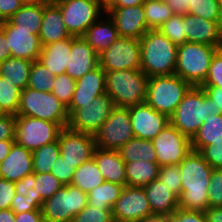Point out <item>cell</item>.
<instances>
[{
	"mask_svg": "<svg viewBox=\"0 0 222 222\" xmlns=\"http://www.w3.org/2000/svg\"><path fill=\"white\" fill-rule=\"evenodd\" d=\"M179 208L204 212L209 207L208 189L213 168L199 151L192 150L180 163Z\"/></svg>",
	"mask_w": 222,
	"mask_h": 222,
	"instance_id": "1",
	"label": "cell"
},
{
	"mask_svg": "<svg viewBox=\"0 0 222 222\" xmlns=\"http://www.w3.org/2000/svg\"><path fill=\"white\" fill-rule=\"evenodd\" d=\"M141 70L147 77L175 73L177 46L158 29L148 30L139 40Z\"/></svg>",
	"mask_w": 222,
	"mask_h": 222,
	"instance_id": "2",
	"label": "cell"
},
{
	"mask_svg": "<svg viewBox=\"0 0 222 222\" xmlns=\"http://www.w3.org/2000/svg\"><path fill=\"white\" fill-rule=\"evenodd\" d=\"M201 86H192L169 117L170 124L192 139L208 115L218 114Z\"/></svg>",
	"mask_w": 222,
	"mask_h": 222,
	"instance_id": "3",
	"label": "cell"
},
{
	"mask_svg": "<svg viewBox=\"0 0 222 222\" xmlns=\"http://www.w3.org/2000/svg\"><path fill=\"white\" fill-rule=\"evenodd\" d=\"M148 77L141 69L106 72V93L115 107L129 108L146 102Z\"/></svg>",
	"mask_w": 222,
	"mask_h": 222,
	"instance_id": "4",
	"label": "cell"
},
{
	"mask_svg": "<svg viewBox=\"0 0 222 222\" xmlns=\"http://www.w3.org/2000/svg\"><path fill=\"white\" fill-rule=\"evenodd\" d=\"M219 47L185 42L177 46L175 75L192 86H201L207 78L212 57Z\"/></svg>",
	"mask_w": 222,
	"mask_h": 222,
	"instance_id": "5",
	"label": "cell"
},
{
	"mask_svg": "<svg viewBox=\"0 0 222 222\" xmlns=\"http://www.w3.org/2000/svg\"><path fill=\"white\" fill-rule=\"evenodd\" d=\"M191 87L190 83L175 74L148 77L146 103L170 117Z\"/></svg>",
	"mask_w": 222,
	"mask_h": 222,
	"instance_id": "6",
	"label": "cell"
},
{
	"mask_svg": "<svg viewBox=\"0 0 222 222\" xmlns=\"http://www.w3.org/2000/svg\"><path fill=\"white\" fill-rule=\"evenodd\" d=\"M17 115L55 122L63 128L69 123L67 107L52 92L36 91L28 87L21 91Z\"/></svg>",
	"mask_w": 222,
	"mask_h": 222,
	"instance_id": "7",
	"label": "cell"
},
{
	"mask_svg": "<svg viewBox=\"0 0 222 222\" xmlns=\"http://www.w3.org/2000/svg\"><path fill=\"white\" fill-rule=\"evenodd\" d=\"M87 193L79 188L63 185L52 197L43 201L41 212L44 222H72L75 215L88 204Z\"/></svg>",
	"mask_w": 222,
	"mask_h": 222,
	"instance_id": "8",
	"label": "cell"
},
{
	"mask_svg": "<svg viewBox=\"0 0 222 222\" xmlns=\"http://www.w3.org/2000/svg\"><path fill=\"white\" fill-rule=\"evenodd\" d=\"M63 127L55 122L16 115L15 142L31 152L58 140Z\"/></svg>",
	"mask_w": 222,
	"mask_h": 222,
	"instance_id": "9",
	"label": "cell"
},
{
	"mask_svg": "<svg viewBox=\"0 0 222 222\" xmlns=\"http://www.w3.org/2000/svg\"><path fill=\"white\" fill-rule=\"evenodd\" d=\"M60 8L62 20L69 34L82 37L100 19L102 9L94 0H53Z\"/></svg>",
	"mask_w": 222,
	"mask_h": 222,
	"instance_id": "10",
	"label": "cell"
},
{
	"mask_svg": "<svg viewBox=\"0 0 222 222\" xmlns=\"http://www.w3.org/2000/svg\"><path fill=\"white\" fill-rule=\"evenodd\" d=\"M134 138L128 108L115 107L94 134L95 145L103 150H119Z\"/></svg>",
	"mask_w": 222,
	"mask_h": 222,
	"instance_id": "11",
	"label": "cell"
},
{
	"mask_svg": "<svg viewBox=\"0 0 222 222\" xmlns=\"http://www.w3.org/2000/svg\"><path fill=\"white\" fill-rule=\"evenodd\" d=\"M114 108L112 99L107 93H103L97 96L92 103L81 104V107L69 116L67 127L76 132L94 135Z\"/></svg>",
	"mask_w": 222,
	"mask_h": 222,
	"instance_id": "12",
	"label": "cell"
},
{
	"mask_svg": "<svg viewBox=\"0 0 222 222\" xmlns=\"http://www.w3.org/2000/svg\"><path fill=\"white\" fill-rule=\"evenodd\" d=\"M98 57L99 65L105 72L141 69L140 41L134 38L119 36Z\"/></svg>",
	"mask_w": 222,
	"mask_h": 222,
	"instance_id": "13",
	"label": "cell"
},
{
	"mask_svg": "<svg viewBox=\"0 0 222 222\" xmlns=\"http://www.w3.org/2000/svg\"><path fill=\"white\" fill-rule=\"evenodd\" d=\"M151 141L160 166L179 165L192 151L191 139L170 123Z\"/></svg>",
	"mask_w": 222,
	"mask_h": 222,
	"instance_id": "14",
	"label": "cell"
},
{
	"mask_svg": "<svg viewBox=\"0 0 222 222\" xmlns=\"http://www.w3.org/2000/svg\"><path fill=\"white\" fill-rule=\"evenodd\" d=\"M112 213L115 222H141L153 215L144 187L125 186Z\"/></svg>",
	"mask_w": 222,
	"mask_h": 222,
	"instance_id": "15",
	"label": "cell"
},
{
	"mask_svg": "<svg viewBox=\"0 0 222 222\" xmlns=\"http://www.w3.org/2000/svg\"><path fill=\"white\" fill-rule=\"evenodd\" d=\"M58 142L60 156L76 168L93 158L96 148L94 135L76 132L65 127L59 134Z\"/></svg>",
	"mask_w": 222,
	"mask_h": 222,
	"instance_id": "16",
	"label": "cell"
},
{
	"mask_svg": "<svg viewBox=\"0 0 222 222\" xmlns=\"http://www.w3.org/2000/svg\"><path fill=\"white\" fill-rule=\"evenodd\" d=\"M135 138L153 140L169 123V117L154 110L146 102L129 107Z\"/></svg>",
	"mask_w": 222,
	"mask_h": 222,
	"instance_id": "17",
	"label": "cell"
},
{
	"mask_svg": "<svg viewBox=\"0 0 222 222\" xmlns=\"http://www.w3.org/2000/svg\"><path fill=\"white\" fill-rule=\"evenodd\" d=\"M0 29L5 33L11 56L31 61L39 59L42 50L39 35L17 30L8 20L0 22Z\"/></svg>",
	"mask_w": 222,
	"mask_h": 222,
	"instance_id": "18",
	"label": "cell"
},
{
	"mask_svg": "<svg viewBox=\"0 0 222 222\" xmlns=\"http://www.w3.org/2000/svg\"><path fill=\"white\" fill-rule=\"evenodd\" d=\"M75 82V91L67 107L69 116L81 107V104L92 103L97 96L106 93V72L98 65Z\"/></svg>",
	"mask_w": 222,
	"mask_h": 222,
	"instance_id": "19",
	"label": "cell"
},
{
	"mask_svg": "<svg viewBox=\"0 0 222 222\" xmlns=\"http://www.w3.org/2000/svg\"><path fill=\"white\" fill-rule=\"evenodd\" d=\"M107 14L114 21L120 37L140 40L150 30L146 24L143 5L114 7Z\"/></svg>",
	"mask_w": 222,
	"mask_h": 222,
	"instance_id": "20",
	"label": "cell"
},
{
	"mask_svg": "<svg viewBox=\"0 0 222 222\" xmlns=\"http://www.w3.org/2000/svg\"><path fill=\"white\" fill-rule=\"evenodd\" d=\"M186 42L222 47V30L217 21L187 13L183 15Z\"/></svg>",
	"mask_w": 222,
	"mask_h": 222,
	"instance_id": "21",
	"label": "cell"
},
{
	"mask_svg": "<svg viewBox=\"0 0 222 222\" xmlns=\"http://www.w3.org/2000/svg\"><path fill=\"white\" fill-rule=\"evenodd\" d=\"M98 65V54L84 38L71 36V52L65 73L76 81Z\"/></svg>",
	"mask_w": 222,
	"mask_h": 222,
	"instance_id": "22",
	"label": "cell"
},
{
	"mask_svg": "<svg viewBox=\"0 0 222 222\" xmlns=\"http://www.w3.org/2000/svg\"><path fill=\"white\" fill-rule=\"evenodd\" d=\"M30 174H33L32 152L14 142L9 154L0 163V178L15 183Z\"/></svg>",
	"mask_w": 222,
	"mask_h": 222,
	"instance_id": "23",
	"label": "cell"
},
{
	"mask_svg": "<svg viewBox=\"0 0 222 222\" xmlns=\"http://www.w3.org/2000/svg\"><path fill=\"white\" fill-rule=\"evenodd\" d=\"M38 35L42 46L65 40L71 36L62 20L61 10L53 0L45 3L42 24Z\"/></svg>",
	"mask_w": 222,
	"mask_h": 222,
	"instance_id": "24",
	"label": "cell"
},
{
	"mask_svg": "<svg viewBox=\"0 0 222 222\" xmlns=\"http://www.w3.org/2000/svg\"><path fill=\"white\" fill-rule=\"evenodd\" d=\"M93 158L105 181L126 186L125 162L118 150L95 148Z\"/></svg>",
	"mask_w": 222,
	"mask_h": 222,
	"instance_id": "25",
	"label": "cell"
},
{
	"mask_svg": "<svg viewBox=\"0 0 222 222\" xmlns=\"http://www.w3.org/2000/svg\"><path fill=\"white\" fill-rule=\"evenodd\" d=\"M144 191L153 214L170 216L179 208V198L159 179L144 186Z\"/></svg>",
	"mask_w": 222,
	"mask_h": 222,
	"instance_id": "26",
	"label": "cell"
},
{
	"mask_svg": "<svg viewBox=\"0 0 222 222\" xmlns=\"http://www.w3.org/2000/svg\"><path fill=\"white\" fill-rule=\"evenodd\" d=\"M99 55L119 37L114 21L108 17L92 24L82 36Z\"/></svg>",
	"mask_w": 222,
	"mask_h": 222,
	"instance_id": "27",
	"label": "cell"
},
{
	"mask_svg": "<svg viewBox=\"0 0 222 222\" xmlns=\"http://www.w3.org/2000/svg\"><path fill=\"white\" fill-rule=\"evenodd\" d=\"M71 52V36L65 40L42 46L38 61L48 68L54 76L64 74Z\"/></svg>",
	"mask_w": 222,
	"mask_h": 222,
	"instance_id": "28",
	"label": "cell"
},
{
	"mask_svg": "<svg viewBox=\"0 0 222 222\" xmlns=\"http://www.w3.org/2000/svg\"><path fill=\"white\" fill-rule=\"evenodd\" d=\"M160 165L157 162L137 160L125 163L126 186L144 187L158 179Z\"/></svg>",
	"mask_w": 222,
	"mask_h": 222,
	"instance_id": "29",
	"label": "cell"
},
{
	"mask_svg": "<svg viewBox=\"0 0 222 222\" xmlns=\"http://www.w3.org/2000/svg\"><path fill=\"white\" fill-rule=\"evenodd\" d=\"M45 3L25 4L13 14L8 21L17 27V30L31 31V34H37L40 31Z\"/></svg>",
	"mask_w": 222,
	"mask_h": 222,
	"instance_id": "30",
	"label": "cell"
},
{
	"mask_svg": "<svg viewBox=\"0 0 222 222\" xmlns=\"http://www.w3.org/2000/svg\"><path fill=\"white\" fill-rule=\"evenodd\" d=\"M32 63L31 60L10 56L0 64V76L22 91L28 86Z\"/></svg>",
	"mask_w": 222,
	"mask_h": 222,
	"instance_id": "31",
	"label": "cell"
},
{
	"mask_svg": "<svg viewBox=\"0 0 222 222\" xmlns=\"http://www.w3.org/2000/svg\"><path fill=\"white\" fill-rule=\"evenodd\" d=\"M222 142V113L208 115L191 139L192 150L201 151L206 145Z\"/></svg>",
	"mask_w": 222,
	"mask_h": 222,
	"instance_id": "32",
	"label": "cell"
},
{
	"mask_svg": "<svg viewBox=\"0 0 222 222\" xmlns=\"http://www.w3.org/2000/svg\"><path fill=\"white\" fill-rule=\"evenodd\" d=\"M118 151L125 163H131L137 160L157 162L155 149L151 140L134 137Z\"/></svg>",
	"mask_w": 222,
	"mask_h": 222,
	"instance_id": "33",
	"label": "cell"
},
{
	"mask_svg": "<svg viewBox=\"0 0 222 222\" xmlns=\"http://www.w3.org/2000/svg\"><path fill=\"white\" fill-rule=\"evenodd\" d=\"M104 181L105 179L101 175L97 163L94 158H91L76 168L71 185L88 194L94 187L101 185Z\"/></svg>",
	"mask_w": 222,
	"mask_h": 222,
	"instance_id": "34",
	"label": "cell"
},
{
	"mask_svg": "<svg viewBox=\"0 0 222 222\" xmlns=\"http://www.w3.org/2000/svg\"><path fill=\"white\" fill-rule=\"evenodd\" d=\"M124 187V185L104 181L101 185L94 187L87 194V202L90 206L110 207L113 209Z\"/></svg>",
	"mask_w": 222,
	"mask_h": 222,
	"instance_id": "35",
	"label": "cell"
},
{
	"mask_svg": "<svg viewBox=\"0 0 222 222\" xmlns=\"http://www.w3.org/2000/svg\"><path fill=\"white\" fill-rule=\"evenodd\" d=\"M146 24L150 30L158 29L174 14L166 1L146 0L143 4Z\"/></svg>",
	"mask_w": 222,
	"mask_h": 222,
	"instance_id": "36",
	"label": "cell"
},
{
	"mask_svg": "<svg viewBox=\"0 0 222 222\" xmlns=\"http://www.w3.org/2000/svg\"><path fill=\"white\" fill-rule=\"evenodd\" d=\"M33 155V173H50L51 167L60 156L58 140L38 148Z\"/></svg>",
	"mask_w": 222,
	"mask_h": 222,
	"instance_id": "37",
	"label": "cell"
},
{
	"mask_svg": "<svg viewBox=\"0 0 222 222\" xmlns=\"http://www.w3.org/2000/svg\"><path fill=\"white\" fill-rule=\"evenodd\" d=\"M54 85V75L38 60L33 61L29 75L28 88L41 92H51Z\"/></svg>",
	"mask_w": 222,
	"mask_h": 222,
	"instance_id": "38",
	"label": "cell"
},
{
	"mask_svg": "<svg viewBox=\"0 0 222 222\" xmlns=\"http://www.w3.org/2000/svg\"><path fill=\"white\" fill-rule=\"evenodd\" d=\"M21 90L0 76V107L5 114L17 115Z\"/></svg>",
	"mask_w": 222,
	"mask_h": 222,
	"instance_id": "39",
	"label": "cell"
},
{
	"mask_svg": "<svg viewBox=\"0 0 222 222\" xmlns=\"http://www.w3.org/2000/svg\"><path fill=\"white\" fill-rule=\"evenodd\" d=\"M158 30L176 46H180L186 42L183 15L174 14Z\"/></svg>",
	"mask_w": 222,
	"mask_h": 222,
	"instance_id": "40",
	"label": "cell"
},
{
	"mask_svg": "<svg viewBox=\"0 0 222 222\" xmlns=\"http://www.w3.org/2000/svg\"><path fill=\"white\" fill-rule=\"evenodd\" d=\"M76 82L66 73L54 76L53 90L51 91L61 103L68 107L75 91Z\"/></svg>",
	"mask_w": 222,
	"mask_h": 222,
	"instance_id": "41",
	"label": "cell"
},
{
	"mask_svg": "<svg viewBox=\"0 0 222 222\" xmlns=\"http://www.w3.org/2000/svg\"><path fill=\"white\" fill-rule=\"evenodd\" d=\"M35 175L34 189L40 193L43 201L52 197L63 184L50 173H33Z\"/></svg>",
	"mask_w": 222,
	"mask_h": 222,
	"instance_id": "42",
	"label": "cell"
},
{
	"mask_svg": "<svg viewBox=\"0 0 222 222\" xmlns=\"http://www.w3.org/2000/svg\"><path fill=\"white\" fill-rule=\"evenodd\" d=\"M72 222H114L110 207L87 206L74 216Z\"/></svg>",
	"mask_w": 222,
	"mask_h": 222,
	"instance_id": "43",
	"label": "cell"
},
{
	"mask_svg": "<svg viewBox=\"0 0 222 222\" xmlns=\"http://www.w3.org/2000/svg\"><path fill=\"white\" fill-rule=\"evenodd\" d=\"M188 13L209 21L218 22L219 0H192Z\"/></svg>",
	"mask_w": 222,
	"mask_h": 222,
	"instance_id": "44",
	"label": "cell"
},
{
	"mask_svg": "<svg viewBox=\"0 0 222 222\" xmlns=\"http://www.w3.org/2000/svg\"><path fill=\"white\" fill-rule=\"evenodd\" d=\"M158 179L165 183L178 198L181 196V175L179 165L161 166Z\"/></svg>",
	"mask_w": 222,
	"mask_h": 222,
	"instance_id": "45",
	"label": "cell"
},
{
	"mask_svg": "<svg viewBox=\"0 0 222 222\" xmlns=\"http://www.w3.org/2000/svg\"><path fill=\"white\" fill-rule=\"evenodd\" d=\"M209 207H222V169H213L208 189Z\"/></svg>",
	"mask_w": 222,
	"mask_h": 222,
	"instance_id": "46",
	"label": "cell"
},
{
	"mask_svg": "<svg viewBox=\"0 0 222 222\" xmlns=\"http://www.w3.org/2000/svg\"><path fill=\"white\" fill-rule=\"evenodd\" d=\"M43 200L41 196H20L16 193L15 197L11 202L10 209L14 213H22L25 211H34L36 209H41Z\"/></svg>",
	"mask_w": 222,
	"mask_h": 222,
	"instance_id": "47",
	"label": "cell"
},
{
	"mask_svg": "<svg viewBox=\"0 0 222 222\" xmlns=\"http://www.w3.org/2000/svg\"><path fill=\"white\" fill-rule=\"evenodd\" d=\"M201 86L222 88V49H219L212 57L207 78Z\"/></svg>",
	"mask_w": 222,
	"mask_h": 222,
	"instance_id": "48",
	"label": "cell"
},
{
	"mask_svg": "<svg viewBox=\"0 0 222 222\" xmlns=\"http://www.w3.org/2000/svg\"><path fill=\"white\" fill-rule=\"evenodd\" d=\"M76 167L66 162L61 156H58L57 160L51 167V173L63 184H71Z\"/></svg>",
	"mask_w": 222,
	"mask_h": 222,
	"instance_id": "49",
	"label": "cell"
},
{
	"mask_svg": "<svg viewBox=\"0 0 222 222\" xmlns=\"http://www.w3.org/2000/svg\"><path fill=\"white\" fill-rule=\"evenodd\" d=\"M200 153L213 169H222V142L206 145Z\"/></svg>",
	"mask_w": 222,
	"mask_h": 222,
	"instance_id": "50",
	"label": "cell"
},
{
	"mask_svg": "<svg viewBox=\"0 0 222 222\" xmlns=\"http://www.w3.org/2000/svg\"><path fill=\"white\" fill-rule=\"evenodd\" d=\"M170 222H207L204 212L178 208L169 216Z\"/></svg>",
	"mask_w": 222,
	"mask_h": 222,
	"instance_id": "51",
	"label": "cell"
},
{
	"mask_svg": "<svg viewBox=\"0 0 222 222\" xmlns=\"http://www.w3.org/2000/svg\"><path fill=\"white\" fill-rule=\"evenodd\" d=\"M15 195V183L0 178V210L10 209Z\"/></svg>",
	"mask_w": 222,
	"mask_h": 222,
	"instance_id": "52",
	"label": "cell"
},
{
	"mask_svg": "<svg viewBox=\"0 0 222 222\" xmlns=\"http://www.w3.org/2000/svg\"><path fill=\"white\" fill-rule=\"evenodd\" d=\"M16 116L6 114L0 117V140H15Z\"/></svg>",
	"mask_w": 222,
	"mask_h": 222,
	"instance_id": "53",
	"label": "cell"
},
{
	"mask_svg": "<svg viewBox=\"0 0 222 222\" xmlns=\"http://www.w3.org/2000/svg\"><path fill=\"white\" fill-rule=\"evenodd\" d=\"M35 175L30 174L25 176L22 180L15 182V191L18 195L40 196V193L34 189Z\"/></svg>",
	"mask_w": 222,
	"mask_h": 222,
	"instance_id": "54",
	"label": "cell"
},
{
	"mask_svg": "<svg viewBox=\"0 0 222 222\" xmlns=\"http://www.w3.org/2000/svg\"><path fill=\"white\" fill-rule=\"evenodd\" d=\"M22 5L21 0H0V22L8 20Z\"/></svg>",
	"mask_w": 222,
	"mask_h": 222,
	"instance_id": "55",
	"label": "cell"
},
{
	"mask_svg": "<svg viewBox=\"0 0 222 222\" xmlns=\"http://www.w3.org/2000/svg\"><path fill=\"white\" fill-rule=\"evenodd\" d=\"M206 95L213 100L215 110L222 113V88L215 86H201Z\"/></svg>",
	"mask_w": 222,
	"mask_h": 222,
	"instance_id": "56",
	"label": "cell"
},
{
	"mask_svg": "<svg viewBox=\"0 0 222 222\" xmlns=\"http://www.w3.org/2000/svg\"><path fill=\"white\" fill-rule=\"evenodd\" d=\"M15 222H44L41 209L15 213Z\"/></svg>",
	"mask_w": 222,
	"mask_h": 222,
	"instance_id": "57",
	"label": "cell"
},
{
	"mask_svg": "<svg viewBox=\"0 0 222 222\" xmlns=\"http://www.w3.org/2000/svg\"><path fill=\"white\" fill-rule=\"evenodd\" d=\"M166 3L172 9L173 14L186 15L189 12L192 0H166Z\"/></svg>",
	"mask_w": 222,
	"mask_h": 222,
	"instance_id": "58",
	"label": "cell"
},
{
	"mask_svg": "<svg viewBox=\"0 0 222 222\" xmlns=\"http://www.w3.org/2000/svg\"><path fill=\"white\" fill-rule=\"evenodd\" d=\"M204 213L207 222H222V207H208Z\"/></svg>",
	"mask_w": 222,
	"mask_h": 222,
	"instance_id": "59",
	"label": "cell"
},
{
	"mask_svg": "<svg viewBox=\"0 0 222 222\" xmlns=\"http://www.w3.org/2000/svg\"><path fill=\"white\" fill-rule=\"evenodd\" d=\"M11 56L5 33L0 29V64Z\"/></svg>",
	"mask_w": 222,
	"mask_h": 222,
	"instance_id": "60",
	"label": "cell"
},
{
	"mask_svg": "<svg viewBox=\"0 0 222 222\" xmlns=\"http://www.w3.org/2000/svg\"><path fill=\"white\" fill-rule=\"evenodd\" d=\"M15 140H0V163L9 154Z\"/></svg>",
	"mask_w": 222,
	"mask_h": 222,
	"instance_id": "61",
	"label": "cell"
},
{
	"mask_svg": "<svg viewBox=\"0 0 222 222\" xmlns=\"http://www.w3.org/2000/svg\"><path fill=\"white\" fill-rule=\"evenodd\" d=\"M0 222H15V213L11 209L0 210Z\"/></svg>",
	"mask_w": 222,
	"mask_h": 222,
	"instance_id": "62",
	"label": "cell"
},
{
	"mask_svg": "<svg viewBox=\"0 0 222 222\" xmlns=\"http://www.w3.org/2000/svg\"><path fill=\"white\" fill-rule=\"evenodd\" d=\"M119 0H100V7L103 12L108 13L111 9H113Z\"/></svg>",
	"mask_w": 222,
	"mask_h": 222,
	"instance_id": "63",
	"label": "cell"
},
{
	"mask_svg": "<svg viewBox=\"0 0 222 222\" xmlns=\"http://www.w3.org/2000/svg\"><path fill=\"white\" fill-rule=\"evenodd\" d=\"M141 222H170L169 216L153 214Z\"/></svg>",
	"mask_w": 222,
	"mask_h": 222,
	"instance_id": "64",
	"label": "cell"
},
{
	"mask_svg": "<svg viewBox=\"0 0 222 222\" xmlns=\"http://www.w3.org/2000/svg\"><path fill=\"white\" fill-rule=\"evenodd\" d=\"M146 0H119L115 7H129L135 5H143Z\"/></svg>",
	"mask_w": 222,
	"mask_h": 222,
	"instance_id": "65",
	"label": "cell"
},
{
	"mask_svg": "<svg viewBox=\"0 0 222 222\" xmlns=\"http://www.w3.org/2000/svg\"><path fill=\"white\" fill-rule=\"evenodd\" d=\"M50 0H21L22 4H42L48 3Z\"/></svg>",
	"mask_w": 222,
	"mask_h": 222,
	"instance_id": "66",
	"label": "cell"
},
{
	"mask_svg": "<svg viewBox=\"0 0 222 222\" xmlns=\"http://www.w3.org/2000/svg\"><path fill=\"white\" fill-rule=\"evenodd\" d=\"M218 23L220 25V28L222 30V0H219V17H218Z\"/></svg>",
	"mask_w": 222,
	"mask_h": 222,
	"instance_id": "67",
	"label": "cell"
},
{
	"mask_svg": "<svg viewBox=\"0 0 222 222\" xmlns=\"http://www.w3.org/2000/svg\"><path fill=\"white\" fill-rule=\"evenodd\" d=\"M4 115H6V114H5V112L0 107V117H3Z\"/></svg>",
	"mask_w": 222,
	"mask_h": 222,
	"instance_id": "68",
	"label": "cell"
}]
</instances>
